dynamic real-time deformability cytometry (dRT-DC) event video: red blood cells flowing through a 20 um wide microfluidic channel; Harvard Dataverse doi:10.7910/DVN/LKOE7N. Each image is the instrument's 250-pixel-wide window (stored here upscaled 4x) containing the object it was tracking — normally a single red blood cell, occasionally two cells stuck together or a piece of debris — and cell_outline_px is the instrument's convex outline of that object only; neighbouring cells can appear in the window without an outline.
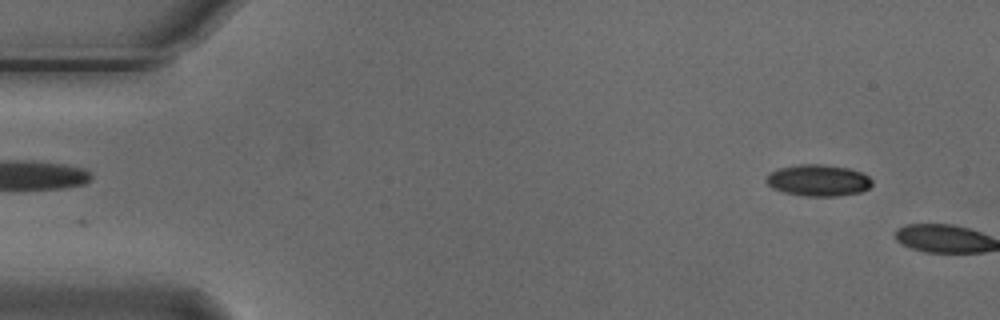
{"species": "Egyptian fruit bat (a non-hibernating species)", "species_latin": "Rousettus aegyptiacus", "temperature_condition": "cold", "stored_images_in_passage": 6, "segment_of_instrument_passage": [2, 2], "camera_frame_rate_fps": 3000, "um_per_image_px": 0.085, "animal": {"sex": "male"}, "frame": {"image": 1, "passage_image": 6, "time_ms": 1.667, "image_size_px": [1000, 320], "cell_outline_px": [[872, 184], [868, 188], [860, 192], [840, 196], [804, 196], [784, 192], [772, 188], [764, 180], [772, 172], [780, 168], [800, 164], [824, 164], [848, 168], [860, 172], [868, 176], [872, 180]], "centroid_in_image_um": [69.56, 15.33], "position_along_channel_um": 15.4, "area_um2": 19.36}}